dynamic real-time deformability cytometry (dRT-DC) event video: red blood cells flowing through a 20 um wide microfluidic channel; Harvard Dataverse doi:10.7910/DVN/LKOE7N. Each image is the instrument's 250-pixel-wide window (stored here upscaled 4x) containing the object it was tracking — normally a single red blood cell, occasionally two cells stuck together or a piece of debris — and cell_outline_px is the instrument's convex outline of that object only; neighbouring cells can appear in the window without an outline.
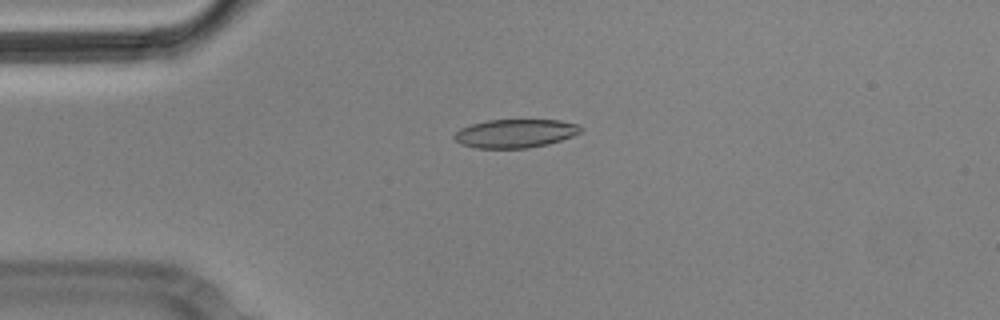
{"species": "Egyptian fruit bat (a non-hibernating species)", "species_latin": "Rousettus aegyptiacus", "temperature_condition": "cold", "stored_images_in_passage": 3, "camera_frame_rate_fps": 3000, "um_per_image_px": 0.085, "animal": {"sex": "male"}, "frame": {"image": 1, "passage_image": 2, "time_ms": 0.333, "image_size_px": [1000, 320], "cell_outline_px": [[584, 128], [580, 132], [572, 136], [548, 144], [528, 148], [476, 148], [460, 144], [452, 136], [460, 128], [472, 124], [488, 120], [560, 120], [580, 124]], "centroid_in_image_um": [43.81, 11.34], "position_along_channel_um": 41.2, "area_um2": 21.1}}